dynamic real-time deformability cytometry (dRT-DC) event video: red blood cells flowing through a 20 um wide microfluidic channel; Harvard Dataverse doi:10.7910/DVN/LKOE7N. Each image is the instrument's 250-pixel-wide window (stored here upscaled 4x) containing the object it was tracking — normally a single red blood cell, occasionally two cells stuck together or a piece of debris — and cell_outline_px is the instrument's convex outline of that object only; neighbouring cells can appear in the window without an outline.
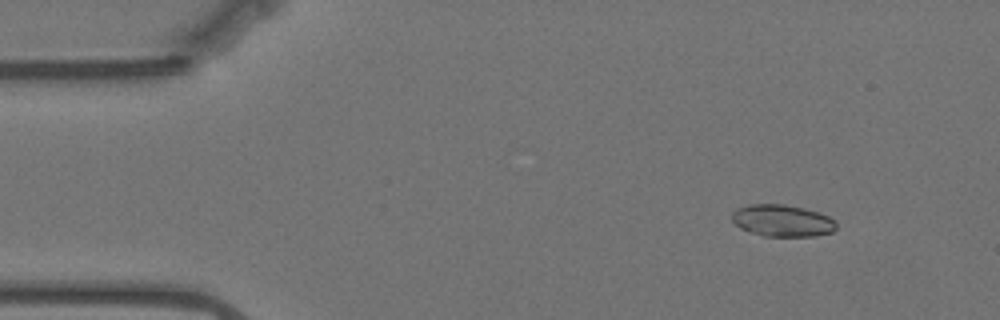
{"species": "Egyptian fruit bat (a non-hibernating species)", "species_latin": "Rousettus aegyptiacus", "temperature_condition": "warm", "stored_images_in_passage": 52, "camera_frame_rate_fps": 3000, "um_per_image_px": 0.085, "animal": {"sex": "female"}, "frame": {"image": 1, "passage_image": 1, "time_ms": 0.0, "image_size_px": [1000, 320], "cell_outline_px": [[836, 228], [832, 232], [816, 236], [764, 236], [748, 232], [740, 228], [732, 220], [732, 212], [736, 208], [748, 204], [784, 204], [804, 208], [828, 216], [836, 220]], "centroid_in_image_um": [66.48, 18.75], "position_along_channel_um": 18.5, "area_um2": 19.54}}
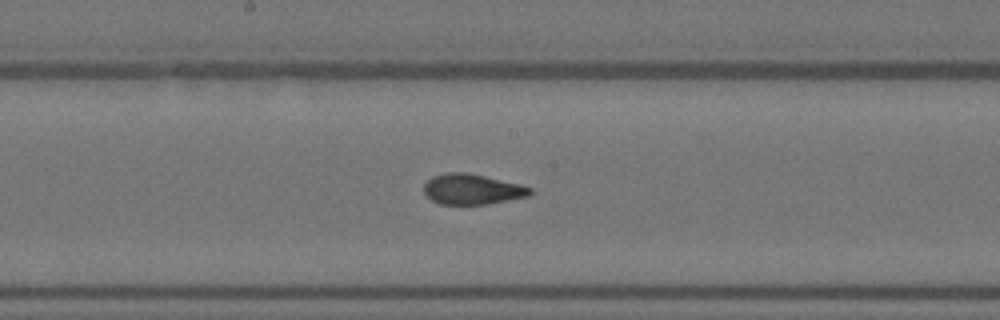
{"frame": {"image": 2, "passage_image": 24, "time_ms": 7.667, "image_size_px": [1000, 320], "cell_outline_px": [[532, 192], [528, 196], [488, 204], [440, 204], [432, 200], [424, 192], [424, 184], [432, 176], [448, 172], [468, 172], [520, 184], [532, 188]], "centroid_in_image_um": [40.13, 16.08], "position_along_channel_um": 208.1, "area_um2": 18.79}}
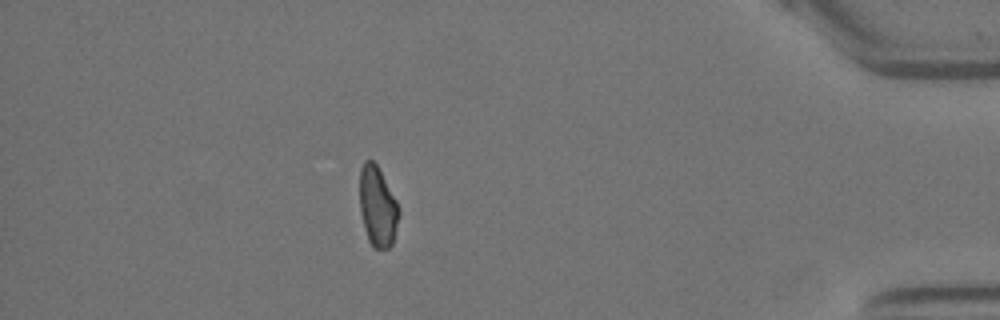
{"frame": {"image": 3, "passage_image": 45, "time_ms": 14.667, "image_size_px": [1000, 320], "cell_outline_px": [[400, 212], [392, 244], [388, 248], [372, 248], [368, 240], [364, 228], [360, 212], [360, 168], [364, 160], [372, 160], [376, 164], [396, 200]], "centroid_in_image_um": [32.08, 17.57], "position_along_channel_um": 403.1, "area_um2": 18.21}, "authors_computed_cell_mechanics": {"area_um2": 19.074, "velocity_mm_per_s": 3.4933, "shape_relaxation_time_tau1_ms": 10.5309, "shape_relaxation_time_tau2_ms": null, "deformation_change_tau1": 0.2456, "deformation_change_tau2": null}}